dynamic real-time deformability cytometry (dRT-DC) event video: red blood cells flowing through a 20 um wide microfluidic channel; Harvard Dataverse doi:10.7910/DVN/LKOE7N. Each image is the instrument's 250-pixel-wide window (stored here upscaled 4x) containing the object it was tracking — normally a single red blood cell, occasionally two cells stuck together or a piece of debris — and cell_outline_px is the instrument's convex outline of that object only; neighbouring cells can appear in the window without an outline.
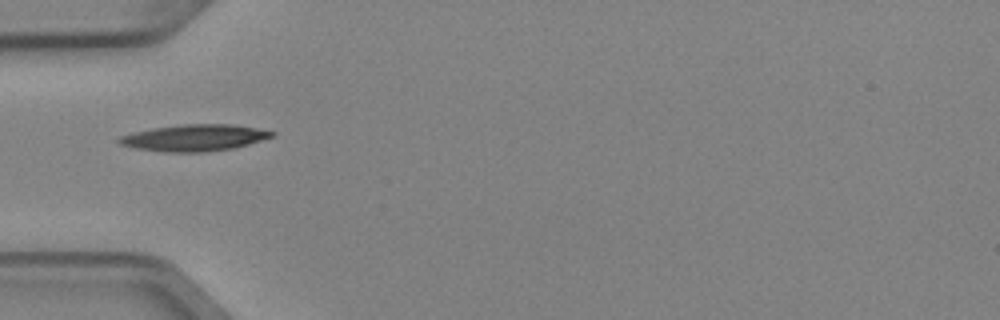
{"species": "Egyptian fruit bat (a non-hibernating species)", "species_latin": "Rousettus aegyptiacus", "temperature_condition": "cold", "stored_images_in_passage": 1, "camera_frame_rate_fps": 3000, "um_per_image_px": 0.085, "animal": {"sex": "female"}, "frame": {"image": 1, "passage_image": 1, "time_ms": 0.0, "image_size_px": [1000, 320], "cell_outline_px": [[276, 136], [248, 144], [232, 148], [200, 152], [164, 152], [136, 148], [120, 144], [116, 140], [120, 136], [132, 132], [152, 128], [180, 124], [232, 124], [256, 128], [276, 132]], "centroid_in_image_um": [16.51, 11.7], "position_along_channel_um": 68.5, "area_um2": 23.64}}